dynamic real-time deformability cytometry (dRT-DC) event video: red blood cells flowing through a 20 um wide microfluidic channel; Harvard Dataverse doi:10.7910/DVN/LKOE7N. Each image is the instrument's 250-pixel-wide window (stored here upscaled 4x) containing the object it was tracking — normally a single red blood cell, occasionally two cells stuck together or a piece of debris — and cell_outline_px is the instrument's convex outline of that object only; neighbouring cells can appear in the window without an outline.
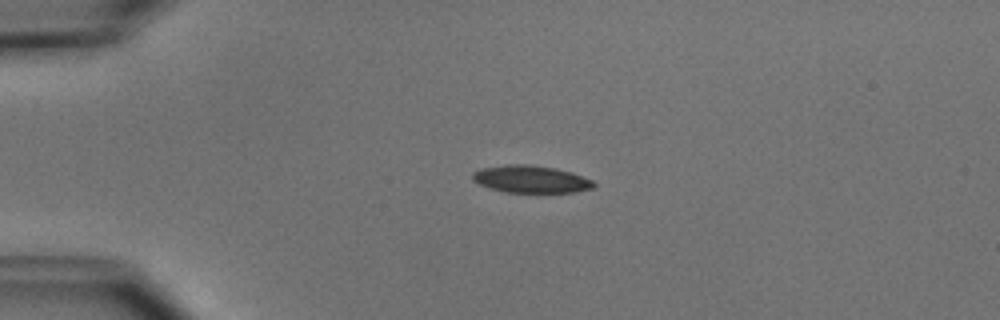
{"species": "common noctule bat (a hibernating species)", "species_latin": "Nyctalus noctula", "temperature_condition": "cold", "stored_images_in_passage": 4, "camera_frame_rate_fps": 3000, "um_per_image_px": 0.085, "animal": {"sex": "male", "body_mass_g": 15.6}, "frame": {"image": 1, "passage_image": 3, "time_ms": 2.0, "image_size_px": [1000, 320], "cell_outline_px": [[596, 184], [592, 188], [576, 192], [504, 192], [480, 184], [472, 180], [472, 172], [480, 168], [504, 164], [528, 164], [556, 168], [572, 172], [592, 180]], "centroid_in_image_um": [45.11, 15.21], "position_along_channel_um": 39.9, "area_um2": 19.36}}